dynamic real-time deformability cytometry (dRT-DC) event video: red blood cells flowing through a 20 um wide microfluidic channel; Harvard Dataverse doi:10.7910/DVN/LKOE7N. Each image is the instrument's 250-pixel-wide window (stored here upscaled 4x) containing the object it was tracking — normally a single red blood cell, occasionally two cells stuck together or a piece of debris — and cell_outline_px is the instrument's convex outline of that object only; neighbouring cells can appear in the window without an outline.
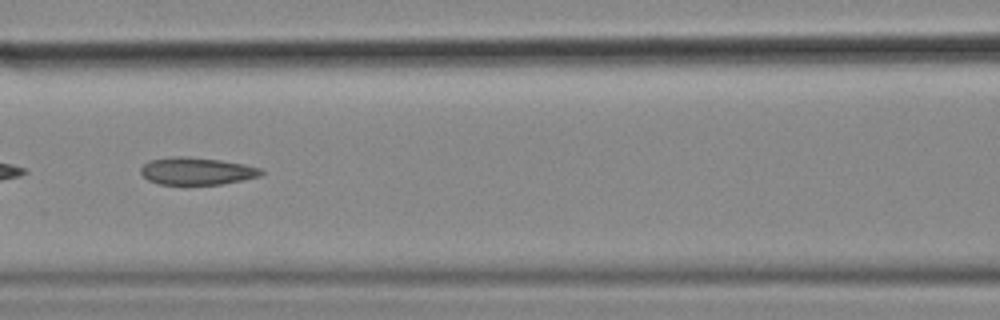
{"species": "common noctule bat (a hibernating species)", "species_latin": "Nyctalus noctula", "temperature_condition": "cold", "stored_images_in_passage": 19, "camera_frame_rate_fps": 3000, "um_per_image_px": 0.085, "animal": {"sex": "female", "body_mass_g": 18.4}, "frame": {"image": 1, "passage_image": 9, "time_ms": 2.667, "image_size_px": [1000, 320], "cell_outline_px": [[264, 172], [260, 176], [220, 184], [160, 184], [148, 180], [140, 172], [140, 168], [148, 160], [172, 156], [184, 156], [220, 160], [244, 164], [260, 168]], "centroid_in_image_um": [16.69, 14.53], "position_along_channel_um": 149.9, "area_um2": 19.07}}